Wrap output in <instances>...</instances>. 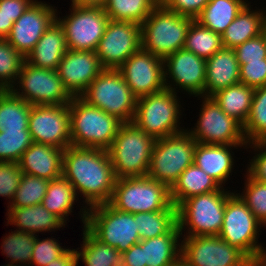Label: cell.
Listing matches in <instances>:
<instances>
[{"mask_svg": "<svg viewBox=\"0 0 266 266\" xmlns=\"http://www.w3.org/2000/svg\"><path fill=\"white\" fill-rule=\"evenodd\" d=\"M62 175L88 206L110 202L116 177L107 150L70 145L63 152Z\"/></svg>", "mask_w": 266, "mask_h": 266, "instance_id": "1", "label": "cell"}, {"mask_svg": "<svg viewBox=\"0 0 266 266\" xmlns=\"http://www.w3.org/2000/svg\"><path fill=\"white\" fill-rule=\"evenodd\" d=\"M155 141L133 122L122 123L107 149L116 179L147 176Z\"/></svg>", "mask_w": 266, "mask_h": 266, "instance_id": "2", "label": "cell"}, {"mask_svg": "<svg viewBox=\"0 0 266 266\" xmlns=\"http://www.w3.org/2000/svg\"><path fill=\"white\" fill-rule=\"evenodd\" d=\"M71 144L107 150L122 124L116 117L88 104L81 97H73L69 104Z\"/></svg>", "mask_w": 266, "mask_h": 266, "instance_id": "3", "label": "cell"}, {"mask_svg": "<svg viewBox=\"0 0 266 266\" xmlns=\"http://www.w3.org/2000/svg\"><path fill=\"white\" fill-rule=\"evenodd\" d=\"M82 209L84 211H80V216L84 226L102 243L123 253L140 242L136 213L117 210L110 203Z\"/></svg>", "mask_w": 266, "mask_h": 266, "instance_id": "4", "label": "cell"}, {"mask_svg": "<svg viewBox=\"0 0 266 266\" xmlns=\"http://www.w3.org/2000/svg\"><path fill=\"white\" fill-rule=\"evenodd\" d=\"M193 20L159 2L141 24L142 49L162 59L182 49Z\"/></svg>", "mask_w": 266, "mask_h": 266, "instance_id": "5", "label": "cell"}, {"mask_svg": "<svg viewBox=\"0 0 266 266\" xmlns=\"http://www.w3.org/2000/svg\"><path fill=\"white\" fill-rule=\"evenodd\" d=\"M230 194L231 192L222 187L211 193L187 198L180 203L177 206V224L181 236L188 226V233L183 237L219 235Z\"/></svg>", "mask_w": 266, "mask_h": 266, "instance_id": "6", "label": "cell"}, {"mask_svg": "<svg viewBox=\"0 0 266 266\" xmlns=\"http://www.w3.org/2000/svg\"><path fill=\"white\" fill-rule=\"evenodd\" d=\"M177 93L167 88L137 98L133 123L155 139L184 131L180 128V107Z\"/></svg>", "mask_w": 266, "mask_h": 266, "instance_id": "7", "label": "cell"}, {"mask_svg": "<svg viewBox=\"0 0 266 266\" xmlns=\"http://www.w3.org/2000/svg\"><path fill=\"white\" fill-rule=\"evenodd\" d=\"M80 97L122 123L134 119L137 97L118 70L104 69Z\"/></svg>", "mask_w": 266, "mask_h": 266, "instance_id": "8", "label": "cell"}, {"mask_svg": "<svg viewBox=\"0 0 266 266\" xmlns=\"http://www.w3.org/2000/svg\"><path fill=\"white\" fill-rule=\"evenodd\" d=\"M109 203L117 210L135 214L165 210L172 201L166 185L142 176L116 179Z\"/></svg>", "mask_w": 266, "mask_h": 266, "instance_id": "9", "label": "cell"}, {"mask_svg": "<svg viewBox=\"0 0 266 266\" xmlns=\"http://www.w3.org/2000/svg\"><path fill=\"white\" fill-rule=\"evenodd\" d=\"M196 143L186 130L156 139L147 176L171 189L181 173L193 164Z\"/></svg>", "mask_w": 266, "mask_h": 266, "instance_id": "10", "label": "cell"}, {"mask_svg": "<svg viewBox=\"0 0 266 266\" xmlns=\"http://www.w3.org/2000/svg\"><path fill=\"white\" fill-rule=\"evenodd\" d=\"M262 226L240 196L232 192L227 198L218 236L252 259L266 254L264 247L257 242L260 235L258 232H261L259 228Z\"/></svg>", "mask_w": 266, "mask_h": 266, "instance_id": "11", "label": "cell"}, {"mask_svg": "<svg viewBox=\"0 0 266 266\" xmlns=\"http://www.w3.org/2000/svg\"><path fill=\"white\" fill-rule=\"evenodd\" d=\"M17 82L19 89L13 87L10 90L31 105H66L72 102L73 96L56 70L38 68L24 61Z\"/></svg>", "mask_w": 266, "mask_h": 266, "instance_id": "12", "label": "cell"}, {"mask_svg": "<svg viewBox=\"0 0 266 266\" xmlns=\"http://www.w3.org/2000/svg\"><path fill=\"white\" fill-rule=\"evenodd\" d=\"M196 128L186 131L197 143L208 145H246L243 125L221 110L212 97L203 96Z\"/></svg>", "mask_w": 266, "mask_h": 266, "instance_id": "13", "label": "cell"}, {"mask_svg": "<svg viewBox=\"0 0 266 266\" xmlns=\"http://www.w3.org/2000/svg\"><path fill=\"white\" fill-rule=\"evenodd\" d=\"M71 14L56 20L62 26L68 49L96 51L104 35L109 17L102 7L75 6Z\"/></svg>", "mask_w": 266, "mask_h": 266, "instance_id": "14", "label": "cell"}, {"mask_svg": "<svg viewBox=\"0 0 266 266\" xmlns=\"http://www.w3.org/2000/svg\"><path fill=\"white\" fill-rule=\"evenodd\" d=\"M181 257L190 266H247L249 258L218 235L183 237Z\"/></svg>", "mask_w": 266, "mask_h": 266, "instance_id": "15", "label": "cell"}, {"mask_svg": "<svg viewBox=\"0 0 266 266\" xmlns=\"http://www.w3.org/2000/svg\"><path fill=\"white\" fill-rule=\"evenodd\" d=\"M28 130L33 142L65 150L72 145L69 104L31 105Z\"/></svg>", "mask_w": 266, "mask_h": 266, "instance_id": "16", "label": "cell"}, {"mask_svg": "<svg viewBox=\"0 0 266 266\" xmlns=\"http://www.w3.org/2000/svg\"><path fill=\"white\" fill-rule=\"evenodd\" d=\"M141 48V25L130 21L109 20L96 54L104 69L117 70Z\"/></svg>", "mask_w": 266, "mask_h": 266, "instance_id": "17", "label": "cell"}, {"mask_svg": "<svg viewBox=\"0 0 266 266\" xmlns=\"http://www.w3.org/2000/svg\"><path fill=\"white\" fill-rule=\"evenodd\" d=\"M117 70L137 98L166 88L163 59L142 48L131 55Z\"/></svg>", "mask_w": 266, "mask_h": 266, "instance_id": "18", "label": "cell"}, {"mask_svg": "<svg viewBox=\"0 0 266 266\" xmlns=\"http://www.w3.org/2000/svg\"><path fill=\"white\" fill-rule=\"evenodd\" d=\"M164 61V81L167 89L176 92L167 78H171L173 85L195 95L204 96L206 78V60L184 48L168 55ZM169 75V76H168ZM169 82V83H167Z\"/></svg>", "mask_w": 266, "mask_h": 266, "instance_id": "19", "label": "cell"}, {"mask_svg": "<svg viewBox=\"0 0 266 266\" xmlns=\"http://www.w3.org/2000/svg\"><path fill=\"white\" fill-rule=\"evenodd\" d=\"M56 13L47 3L33 1L14 22L5 39L25 58L56 20Z\"/></svg>", "mask_w": 266, "mask_h": 266, "instance_id": "20", "label": "cell"}, {"mask_svg": "<svg viewBox=\"0 0 266 266\" xmlns=\"http://www.w3.org/2000/svg\"><path fill=\"white\" fill-rule=\"evenodd\" d=\"M103 70L96 51L69 49L56 71L71 95L80 97Z\"/></svg>", "mask_w": 266, "mask_h": 266, "instance_id": "21", "label": "cell"}, {"mask_svg": "<svg viewBox=\"0 0 266 266\" xmlns=\"http://www.w3.org/2000/svg\"><path fill=\"white\" fill-rule=\"evenodd\" d=\"M63 152L64 149L33 142L18 163L24 174L50 181L62 176Z\"/></svg>", "mask_w": 266, "mask_h": 266, "instance_id": "22", "label": "cell"}, {"mask_svg": "<svg viewBox=\"0 0 266 266\" xmlns=\"http://www.w3.org/2000/svg\"><path fill=\"white\" fill-rule=\"evenodd\" d=\"M240 65L235 50L222 48L206 60V78L204 96L214 93L240 82Z\"/></svg>", "mask_w": 266, "mask_h": 266, "instance_id": "23", "label": "cell"}, {"mask_svg": "<svg viewBox=\"0 0 266 266\" xmlns=\"http://www.w3.org/2000/svg\"><path fill=\"white\" fill-rule=\"evenodd\" d=\"M68 46L62 26L57 20L44 32L25 61L35 67L57 70Z\"/></svg>", "mask_w": 266, "mask_h": 266, "instance_id": "24", "label": "cell"}, {"mask_svg": "<svg viewBox=\"0 0 266 266\" xmlns=\"http://www.w3.org/2000/svg\"><path fill=\"white\" fill-rule=\"evenodd\" d=\"M243 145H208L196 143L193 163L202 169L221 186L230 177L234 159L230 151L232 147Z\"/></svg>", "mask_w": 266, "mask_h": 266, "instance_id": "25", "label": "cell"}, {"mask_svg": "<svg viewBox=\"0 0 266 266\" xmlns=\"http://www.w3.org/2000/svg\"><path fill=\"white\" fill-rule=\"evenodd\" d=\"M7 220L16 225L21 232H28L37 236V232H48L64 227L57 216L49 212L42 204L26 207H8Z\"/></svg>", "mask_w": 266, "mask_h": 266, "instance_id": "26", "label": "cell"}, {"mask_svg": "<svg viewBox=\"0 0 266 266\" xmlns=\"http://www.w3.org/2000/svg\"><path fill=\"white\" fill-rule=\"evenodd\" d=\"M181 232L176 224L167 234L141 240L143 264L171 266L181 257Z\"/></svg>", "mask_w": 266, "mask_h": 266, "instance_id": "27", "label": "cell"}, {"mask_svg": "<svg viewBox=\"0 0 266 266\" xmlns=\"http://www.w3.org/2000/svg\"><path fill=\"white\" fill-rule=\"evenodd\" d=\"M222 187L194 163L188 166L170 189V198L177 207L187 198L211 193Z\"/></svg>", "mask_w": 266, "mask_h": 266, "instance_id": "28", "label": "cell"}, {"mask_svg": "<svg viewBox=\"0 0 266 266\" xmlns=\"http://www.w3.org/2000/svg\"><path fill=\"white\" fill-rule=\"evenodd\" d=\"M249 2L238 13L236 18L222 33L223 48L234 49L245 41L257 37L261 34V25L264 20L261 9L251 10Z\"/></svg>", "mask_w": 266, "mask_h": 266, "instance_id": "29", "label": "cell"}, {"mask_svg": "<svg viewBox=\"0 0 266 266\" xmlns=\"http://www.w3.org/2000/svg\"><path fill=\"white\" fill-rule=\"evenodd\" d=\"M253 93L254 88L239 82L214 93L211 97L223 112L244 126L250 113Z\"/></svg>", "mask_w": 266, "mask_h": 266, "instance_id": "30", "label": "cell"}, {"mask_svg": "<svg viewBox=\"0 0 266 266\" xmlns=\"http://www.w3.org/2000/svg\"><path fill=\"white\" fill-rule=\"evenodd\" d=\"M246 4V0H209L195 20L222 35Z\"/></svg>", "mask_w": 266, "mask_h": 266, "instance_id": "31", "label": "cell"}, {"mask_svg": "<svg viewBox=\"0 0 266 266\" xmlns=\"http://www.w3.org/2000/svg\"><path fill=\"white\" fill-rule=\"evenodd\" d=\"M31 104L11 90H0V132L29 131Z\"/></svg>", "mask_w": 266, "mask_h": 266, "instance_id": "32", "label": "cell"}, {"mask_svg": "<svg viewBox=\"0 0 266 266\" xmlns=\"http://www.w3.org/2000/svg\"><path fill=\"white\" fill-rule=\"evenodd\" d=\"M83 230L82 247L76 250L78 261L82 258L85 266H122V253L102 243L85 226Z\"/></svg>", "mask_w": 266, "mask_h": 266, "instance_id": "33", "label": "cell"}, {"mask_svg": "<svg viewBox=\"0 0 266 266\" xmlns=\"http://www.w3.org/2000/svg\"><path fill=\"white\" fill-rule=\"evenodd\" d=\"M78 195L72 184L62 175L49 181L42 205L52 214L57 216L66 225V217L72 212V208ZM66 216V217H65Z\"/></svg>", "mask_w": 266, "mask_h": 266, "instance_id": "34", "label": "cell"}, {"mask_svg": "<svg viewBox=\"0 0 266 266\" xmlns=\"http://www.w3.org/2000/svg\"><path fill=\"white\" fill-rule=\"evenodd\" d=\"M176 224L177 207L173 203L165 210L136 213L140 241L167 234Z\"/></svg>", "mask_w": 266, "mask_h": 266, "instance_id": "35", "label": "cell"}, {"mask_svg": "<svg viewBox=\"0 0 266 266\" xmlns=\"http://www.w3.org/2000/svg\"><path fill=\"white\" fill-rule=\"evenodd\" d=\"M183 48L207 60L223 48L222 38L219 33L193 20L188 28Z\"/></svg>", "mask_w": 266, "mask_h": 266, "instance_id": "36", "label": "cell"}, {"mask_svg": "<svg viewBox=\"0 0 266 266\" xmlns=\"http://www.w3.org/2000/svg\"><path fill=\"white\" fill-rule=\"evenodd\" d=\"M160 0H108L104 9L110 20L141 25Z\"/></svg>", "mask_w": 266, "mask_h": 266, "instance_id": "37", "label": "cell"}, {"mask_svg": "<svg viewBox=\"0 0 266 266\" xmlns=\"http://www.w3.org/2000/svg\"><path fill=\"white\" fill-rule=\"evenodd\" d=\"M248 145L266 141V85L254 89L249 116L243 126Z\"/></svg>", "mask_w": 266, "mask_h": 266, "instance_id": "38", "label": "cell"}, {"mask_svg": "<svg viewBox=\"0 0 266 266\" xmlns=\"http://www.w3.org/2000/svg\"><path fill=\"white\" fill-rule=\"evenodd\" d=\"M2 252L6 254L9 258L10 264L18 265L17 263H22L20 266H30L33 248L35 244V235L28 232L14 231L9 232V235L3 237ZM27 261V262H26ZM27 264V265H26Z\"/></svg>", "mask_w": 266, "mask_h": 266, "instance_id": "39", "label": "cell"}, {"mask_svg": "<svg viewBox=\"0 0 266 266\" xmlns=\"http://www.w3.org/2000/svg\"><path fill=\"white\" fill-rule=\"evenodd\" d=\"M25 58L6 40L0 38V90H10L18 83Z\"/></svg>", "mask_w": 266, "mask_h": 266, "instance_id": "40", "label": "cell"}, {"mask_svg": "<svg viewBox=\"0 0 266 266\" xmlns=\"http://www.w3.org/2000/svg\"><path fill=\"white\" fill-rule=\"evenodd\" d=\"M48 186L49 180L23 173L19 187L8 207H26L41 204Z\"/></svg>", "mask_w": 266, "mask_h": 266, "instance_id": "41", "label": "cell"}, {"mask_svg": "<svg viewBox=\"0 0 266 266\" xmlns=\"http://www.w3.org/2000/svg\"><path fill=\"white\" fill-rule=\"evenodd\" d=\"M32 143L29 131L0 132V162H19Z\"/></svg>", "mask_w": 266, "mask_h": 266, "instance_id": "42", "label": "cell"}, {"mask_svg": "<svg viewBox=\"0 0 266 266\" xmlns=\"http://www.w3.org/2000/svg\"><path fill=\"white\" fill-rule=\"evenodd\" d=\"M243 194L240 198L253 215L265 226L266 225V183L253 179L248 174Z\"/></svg>", "mask_w": 266, "mask_h": 266, "instance_id": "43", "label": "cell"}, {"mask_svg": "<svg viewBox=\"0 0 266 266\" xmlns=\"http://www.w3.org/2000/svg\"><path fill=\"white\" fill-rule=\"evenodd\" d=\"M55 238L38 239L35 236V244L33 248V254L31 259V266H46L51 261L59 258L67 249L58 243Z\"/></svg>", "mask_w": 266, "mask_h": 266, "instance_id": "44", "label": "cell"}, {"mask_svg": "<svg viewBox=\"0 0 266 266\" xmlns=\"http://www.w3.org/2000/svg\"><path fill=\"white\" fill-rule=\"evenodd\" d=\"M23 172L18 162H0V196L12 202Z\"/></svg>", "mask_w": 266, "mask_h": 266, "instance_id": "45", "label": "cell"}, {"mask_svg": "<svg viewBox=\"0 0 266 266\" xmlns=\"http://www.w3.org/2000/svg\"><path fill=\"white\" fill-rule=\"evenodd\" d=\"M234 50L239 65L266 59V44L261 34L238 45Z\"/></svg>", "mask_w": 266, "mask_h": 266, "instance_id": "46", "label": "cell"}, {"mask_svg": "<svg viewBox=\"0 0 266 266\" xmlns=\"http://www.w3.org/2000/svg\"><path fill=\"white\" fill-rule=\"evenodd\" d=\"M239 71L240 83L254 89L266 85V59L241 64Z\"/></svg>", "mask_w": 266, "mask_h": 266, "instance_id": "47", "label": "cell"}, {"mask_svg": "<svg viewBox=\"0 0 266 266\" xmlns=\"http://www.w3.org/2000/svg\"><path fill=\"white\" fill-rule=\"evenodd\" d=\"M168 9L179 15L193 18L201 14L209 0H160Z\"/></svg>", "mask_w": 266, "mask_h": 266, "instance_id": "48", "label": "cell"}, {"mask_svg": "<svg viewBox=\"0 0 266 266\" xmlns=\"http://www.w3.org/2000/svg\"><path fill=\"white\" fill-rule=\"evenodd\" d=\"M250 144V148L252 147L255 151L257 150L260 153H256L251 160L247 167V173L253 179L266 183V141L253 142Z\"/></svg>", "mask_w": 266, "mask_h": 266, "instance_id": "49", "label": "cell"}, {"mask_svg": "<svg viewBox=\"0 0 266 266\" xmlns=\"http://www.w3.org/2000/svg\"><path fill=\"white\" fill-rule=\"evenodd\" d=\"M34 0H0V9L15 22Z\"/></svg>", "mask_w": 266, "mask_h": 266, "instance_id": "50", "label": "cell"}, {"mask_svg": "<svg viewBox=\"0 0 266 266\" xmlns=\"http://www.w3.org/2000/svg\"><path fill=\"white\" fill-rule=\"evenodd\" d=\"M122 266H146L143 264L141 241L122 253Z\"/></svg>", "mask_w": 266, "mask_h": 266, "instance_id": "51", "label": "cell"}, {"mask_svg": "<svg viewBox=\"0 0 266 266\" xmlns=\"http://www.w3.org/2000/svg\"><path fill=\"white\" fill-rule=\"evenodd\" d=\"M78 259L76 250L67 249L59 258L51 261L46 266H77Z\"/></svg>", "mask_w": 266, "mask_h": 266, "instance_id": "52", "label": "cell"}, {"mask_svg": "<svg viewBox=\"0 0 266 266\" xmlns=\"http://www.w3.org/2000/svg\"><path fill=\"white\" fill-rule=\"evenodd\" d=\"M14 22L0 9V38L5 39L13 26Z\"/></svg>", "mask_w": 266, "mask_h": 266, "instance_id": "53", "label": "cell"}, {"mask_svg": "<svg viewBox=\"0 0 266 266\" xmlns=\"http://www.w3.org/2000/svg\"><path fill=\"white\" fill-rule=\"evenodd\" d=\"M72 5L75 6H90V7H102L106 5L108 0H71Z\"/></svg>", "mask_w": 266, "mask_h": 266, "instance_id": "54", "label": "cell"}, {"mask_svg": "<svg viewBox=\"0 0 266 266\" xmlns=\"http://www.w3.org/2000/svg\"><path fill=\"white\" fill-rule=\"evenodd\" d=\"M247 266H266V254L249 259Z\"/></svg>", "mask_w": 266, "mask_h": 266, "instance_id": "55", "label": "cell"}, {"mask_svg": "<svg viewBox=\"0 0 266 266\" xmlns=\"http://www.w3.org/2000/svg\"><path fill=\"white\" fill-rule=\"evenodd\" d=\"M171 266H190L182 257H180L176 262Z\"/></svg>", "mask_w": 266, "mask_h": 266, "instance_id": "56", "label": "cell"}, {"mask_svg": "<svg viewBox=\"0 0 266 266\" xmlns=\"http://www.w3.org/2000/svg\"><path fill=\"white\" fill-rule=\"evenodd\" d=\"M261 35L263 36L266 44V20H263L261 25Z\"/></svg>", "mask_w": 266, "mask_h": 266, "instance_id": "57", "label": "cell"}, {"mask_svg": "<svg viewBox=\"0 0 266 266\" xmlns=\"http://www.w3.org/2000/svg\"><path fill=\"white\" fill-rule=\"evenodd\" d=\"M264 20H266V10L263 12Z\"/></svg>", "mask_w": 266, "mask_h": 266, "instance_id": "58", "label": "cell"}, {"mask_svg": "<svg viewBox=\"0 0 266 266\" xmlns=\"http://www.w3.org/2000/svg\"><path fill=\"white\" fill-rule=\"evenodd\" d=\"M4 266V265H3ZM5 266H16V265H13V264H6ZM17 266H20V265H17Z\"/></svg>", "mask_w": 266, "mask_h": 266, "instance_id": "59", "label": "cell"}]
</instances>
